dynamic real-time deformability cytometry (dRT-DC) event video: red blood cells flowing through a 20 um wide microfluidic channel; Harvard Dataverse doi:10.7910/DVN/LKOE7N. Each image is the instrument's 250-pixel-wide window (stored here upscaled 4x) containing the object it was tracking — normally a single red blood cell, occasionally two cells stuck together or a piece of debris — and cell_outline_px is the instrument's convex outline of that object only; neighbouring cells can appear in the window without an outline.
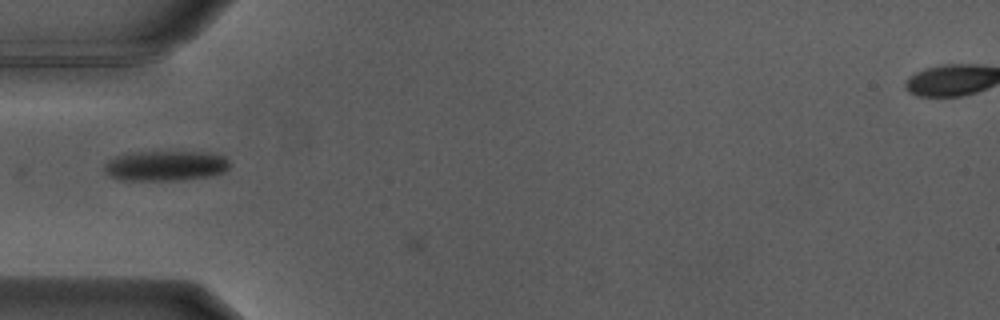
{"species": "Egyptian fruit bat (a non-hibernating species)", "species_latin": "Rousettus aegyptiacus", "temperature_condition": "warm", "stored_images_in_passage": 5, "camera_frame_rate_fps": 3000, "um_per_image_px": 0.085, "animal": {"sex": "male"}, "frame": {"image": 1, "passage_image": 4, "time_ms": 1.0, "image_size_px": [1000, 320], "cell_outline_px": [[228, 168], [220, 172], [204, 176], [176, 180], [124, 180], [112, 176], [104, 168], [104, 164], [108, 160], [116, 156], [132, 152], [204, 152], [224, 156], [228, 160]], "centroid_in_image_um": [14.03, 14.07], "position_along_channel_um": 71.0, "area_um2": 21.44}}